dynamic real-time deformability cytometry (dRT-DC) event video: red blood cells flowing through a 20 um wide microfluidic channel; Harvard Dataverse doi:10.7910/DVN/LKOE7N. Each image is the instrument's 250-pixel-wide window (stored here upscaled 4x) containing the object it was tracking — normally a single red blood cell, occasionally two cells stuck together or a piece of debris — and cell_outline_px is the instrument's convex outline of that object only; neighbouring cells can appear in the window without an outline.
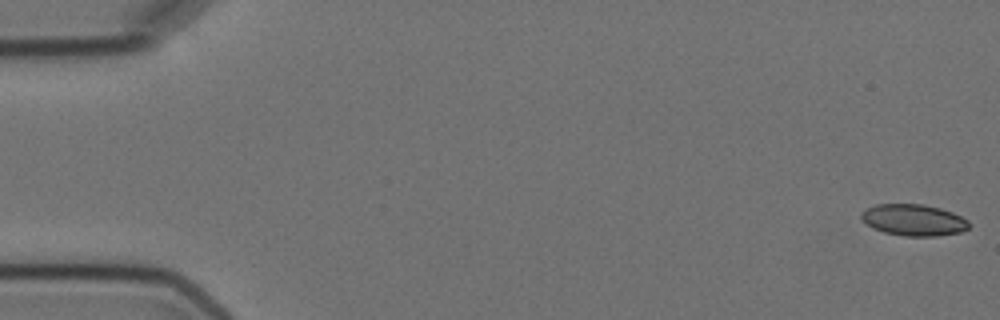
{"species": "Egyptian fruit bat (a non-hibernating species)", "species_latin": "Rousettus aegyptiacus", "temperature_condition": "cold", "stored_images_in_passage": 2, "camera_frame_rate_fps": 3000, "um_per_image_px": 0.085, "animal": {"sex": "female"}, "frame": {"image": 1, "passage_image": 2, "time_ms": 1.333, "image_size_px": [1000, 320], "cell_outline_px": [[972, 224], [968, 228], [960, 232], [936, 236], [904, 236], [884, 232], [872, 228], [860, 220], [860, 212], [864, 208], [876, 204], [924, 204], [940, 208], [952, 212], [968, 220]], "centroid_in_image_um": [77.62, 18.69], "position_along_channel_um": 7.4, "area_um2": 20.06}}